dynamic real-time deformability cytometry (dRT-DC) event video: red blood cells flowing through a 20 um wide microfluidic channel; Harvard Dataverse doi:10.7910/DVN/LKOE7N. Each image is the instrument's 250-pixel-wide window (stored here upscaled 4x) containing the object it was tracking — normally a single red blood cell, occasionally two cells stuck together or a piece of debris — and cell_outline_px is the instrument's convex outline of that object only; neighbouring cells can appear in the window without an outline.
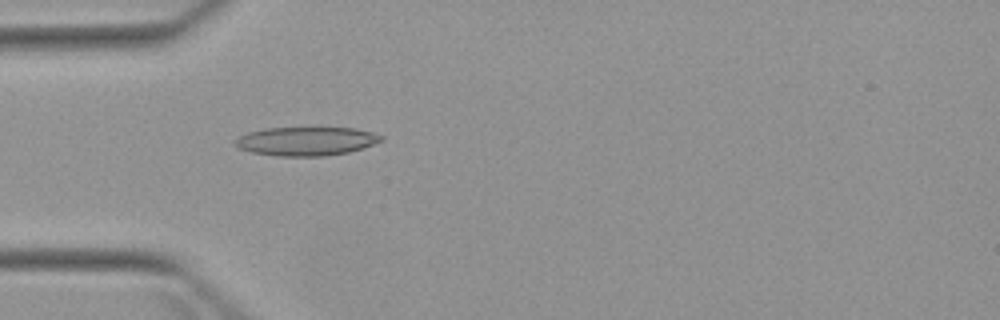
{"species": "Egyptian fruit bat (a non-hibernating species)", "species_latin": "Rousettus aegyptiacus", "temperature_condition": "warm", "stored_images_in_passage": 4, "camera_frame_rate_fps": 3000, "um_per_image_px": 0.085, "animal": {"sex": "female"}, "frame": {"image": 1, "passage_image": 4, "time_ms": 3.667, "image_size_px": [1000, 320], "cell_outline_px": [[384, 140], [348, 152], [324, 156], [280, 156], [252, 152], [240, 148], [232, 144], [232, 140], [248, 132], [264, 128], [356, 128], [372, 132], [384, 136]], "centroid_in_image_um": [26.0, 11.99], "position_along_channel_um": 59.0, "area_um2": 24.39}}